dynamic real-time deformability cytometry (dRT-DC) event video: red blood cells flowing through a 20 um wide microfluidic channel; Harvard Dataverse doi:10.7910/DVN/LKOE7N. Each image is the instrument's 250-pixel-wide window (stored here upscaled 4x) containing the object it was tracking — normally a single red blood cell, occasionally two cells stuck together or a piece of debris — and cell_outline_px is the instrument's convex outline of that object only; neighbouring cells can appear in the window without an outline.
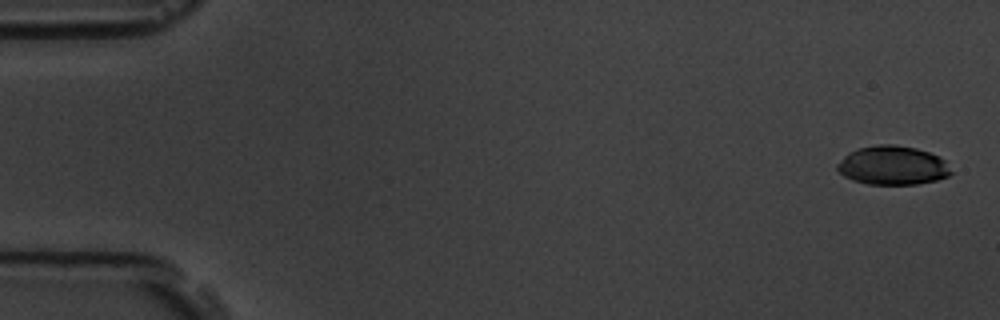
{"species": "common noctule bat (a hibernating species)", "species_latin": "Nyctalus noctula", "temperature_condition": "room temperature", "stored_images_in_passage": 5, "camera_frame_rate_fps": 3000, "um_per_image_px": 0.085, "animal": {"sex": "male", "body_mass_g": 19.5, "forearm_length_mm": 54.6}, "frame": {"image": 1, "passage_image": 1, "time_ms": 0.0, "image_size_px": [1000, 320], "cell_outline_px": [[952, 172], [948, 176], [936, 180], [916, 184], [868, 184], [852, 180], [844, 176], [836, 168], [836, 164], [848, 152], [860, 148], [880, 144], [892, 144], [916, 148], [940, 156], [944, 160]], "centroid_in_image_um": [75.86, 14.06], "position_along_channel_um": 9.1, "area_um2": 25.72}}